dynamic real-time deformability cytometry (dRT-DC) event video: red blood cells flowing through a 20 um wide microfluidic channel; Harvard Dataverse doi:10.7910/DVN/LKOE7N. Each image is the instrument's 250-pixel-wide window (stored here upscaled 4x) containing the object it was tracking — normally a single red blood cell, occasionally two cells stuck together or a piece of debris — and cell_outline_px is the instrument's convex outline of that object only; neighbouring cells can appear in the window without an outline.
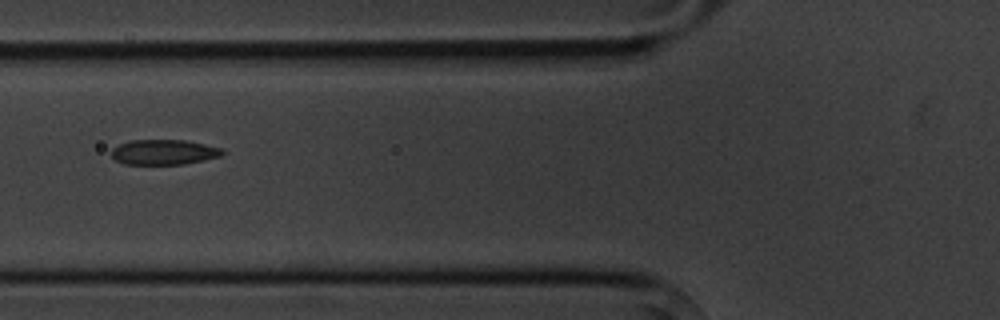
{"species": "common noctule bat (a hibernating species)", "species_latin": "Nyctalus noctula", "temperature_condition": "cold", "stored_images_in_passage": 4, "camera_frame_rate_fps": 3000, "um_per_image_px": 0.085, "animal": {"sex": "male", "body_mass_g": 20.1, "forearm_length_mm": 53.5}, "frame": {"image": 1, "passage_image": 2, "time_ms": 1.333, "image_size_px": [1000, 320], "cell_outline_px": [[224, 152], [220, 156], [184, 164], [124, 164], [116, 160], [112, 156], [112, 148], [128, 140], [184, 140], [224, 148]], "centroid_in_image_um": [13.92, 12.92], "position_along_channel_um": 111.9, "area_um2": 16.18}}
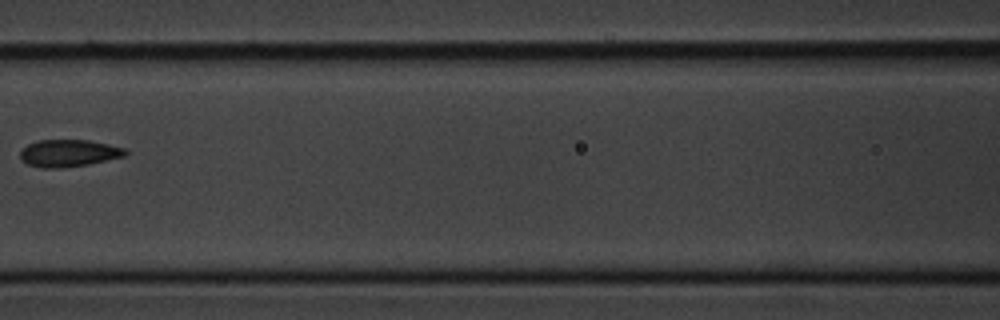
{"frame": {"image": 2, "passage_image": 3, "time_ms": 2.667, "image_size_px": [1000, 320], "cell_outline_px": [[128, 152], [124, 156], [88, 164], [60, 168], [40, 168], [28, 164], [20, 160], [20, 152], [28, 144], [36, 140], [88, 140], [108, 144], [124, 148]], "centroid_in_image_um": [5.8, 13.02], "position_along_channel_um": 160.8, "area_um2": 16.59}}
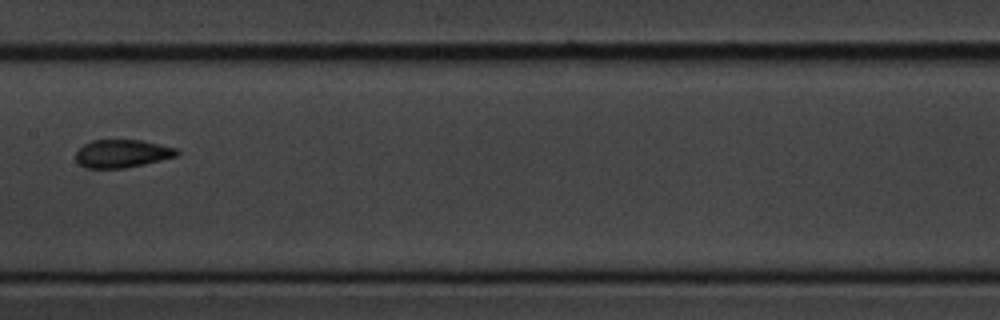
{"frame": {"image": 3, "passage_image": 4, "time_ms": 3.667, "image_size_px": [1000, 320], "cell_outline_px": [[180, 152], [176, 156], [144, 164], [124, 168], [84, 168], [76, 160], [76, 152], [84, 144], [92, 140], [140, 140], [176, 148]], "centroid_in_image_um": [10.36, 13.06], "position_along_channel_um": 197.0, "area_um2": 16.36}}